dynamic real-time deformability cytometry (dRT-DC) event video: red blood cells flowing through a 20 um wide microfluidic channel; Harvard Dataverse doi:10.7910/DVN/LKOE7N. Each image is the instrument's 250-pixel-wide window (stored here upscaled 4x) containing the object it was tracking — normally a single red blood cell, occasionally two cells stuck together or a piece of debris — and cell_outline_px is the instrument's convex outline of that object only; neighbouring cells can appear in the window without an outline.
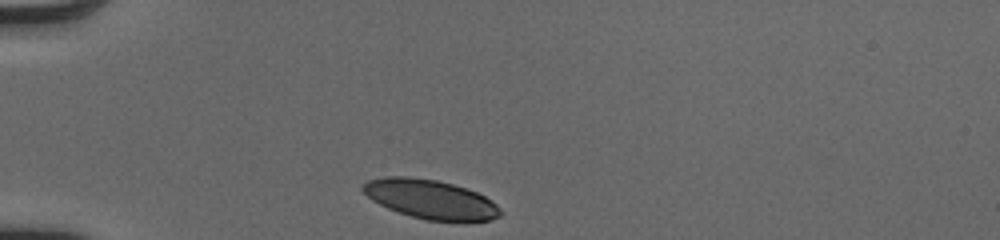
{"species": "human", "species_latin": "Homo sapiens", "temperature_condition": "cold", "stored_images_in_passage": 30, "camera_frame_rate_fps": 3000, "um_per_image_px": 0.085, "donor": {"sex": "male"}, "frame": {"image": 1, "passage_image": 1, "time_ms": 0.0, "image_size_px": [1000, 240], "cell_outline_px": [[500, 216], [492, 220], [428, 220], [412, 216], [388, 208], [372, 200], [360, 188], [368, 180], [384, 176], [408, 176], [436, 180], [468, 188], [492, 200], [500, 208]], "centroid_in_image_um": [36.58, 16.91], "position_along_channel_um": 48.4, "area_um2": 30.98}}
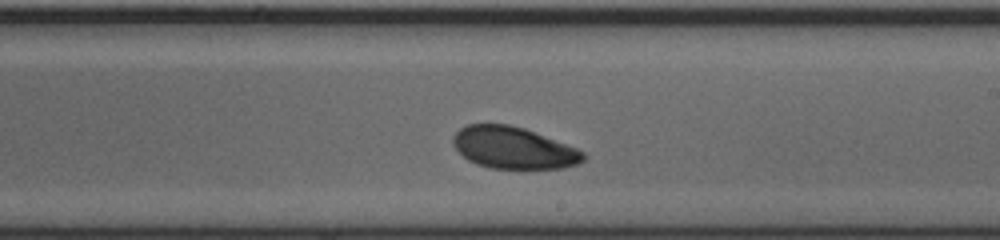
{"frame": {"image": 2, "passage_image": 18, "time_ms": 5.667, "image_size_px": [1000, 240], "cell_outline_px": [[584, 160], [576, 164], [564, 168], [488, 168], [476, 164], [468, 160], [452, 144], [452, 136], [460, 128], [468, 124], [508, 124], [524, 128], [576, 148], [584, 152]], "centroid_in_image_um": [43.6, 12.56], "position_along_channel_um": 245.4, "area_um2": 31.5}}
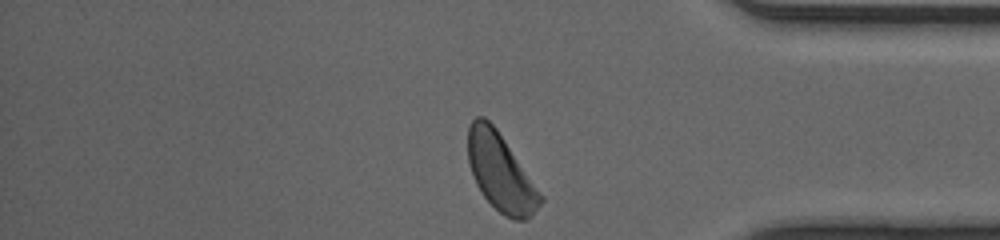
{"frame": {"image": 3, "passage_image": 30, "time_ms": 9.667, "image_size_px": [1000, 240], "cell_outline_px": [[544, 200], [532, 216], [524, 220], [512, 220], [504, 216], [480, 192], [476, 184], [468, 164], [468, 128], [472, 120], [476, 116], [484, 116], [496, 128], [544, 196]], "centroid_in_image_um": [42.56, 14.67], "position_along_channel_um": 392.6, "area_um2": 32.71}, "authors_computed_cell_mechanics": {"area_um2": 32.657, "velocity_mm_per_s": 4.0299, "shape_relaxation_time_tau1_ms": 1.7413, "shape_relaxation_time_tau2_ms": 8.2487, "deformation_change_tau1": 0.0851, "deformation_change_tau2": 0.1548}}